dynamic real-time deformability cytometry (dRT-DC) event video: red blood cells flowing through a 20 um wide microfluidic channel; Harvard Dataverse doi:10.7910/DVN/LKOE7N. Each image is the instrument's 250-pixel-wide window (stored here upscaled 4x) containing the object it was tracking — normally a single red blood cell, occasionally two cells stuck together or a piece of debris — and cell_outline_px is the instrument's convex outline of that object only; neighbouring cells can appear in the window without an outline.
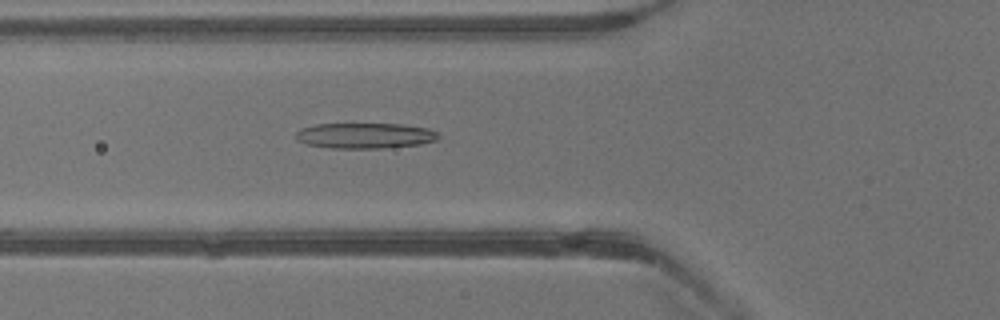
{"species": "common noctule bat (a hibernating species)", "species_latin": "Nyctalus noctula", "temperature_condition": "warm", "stored_images_in_passage": 40, "camera_frame_rate_fps": 3000, "um_per_image_px": 0.085, "animal": {"sex": "male", "body_mass_g": 13.3}, "frame": {"image": 1, "passage_image": 15, "time_ms": 4.667, "image_size_px": [1000, 320], "cell_outline_px": [[440, 136], [436, 140], [420, 144], [384, 148], [328, 148], [304, 144], [296, 140], [296, 132], [300, 128], [316, 124], [400, 124], [428, 128], [436, 132]], "centroid_in_image_um": [30.97, 11.53], "position_along_channel_um": 94.8, "area_um2": 21.33}}
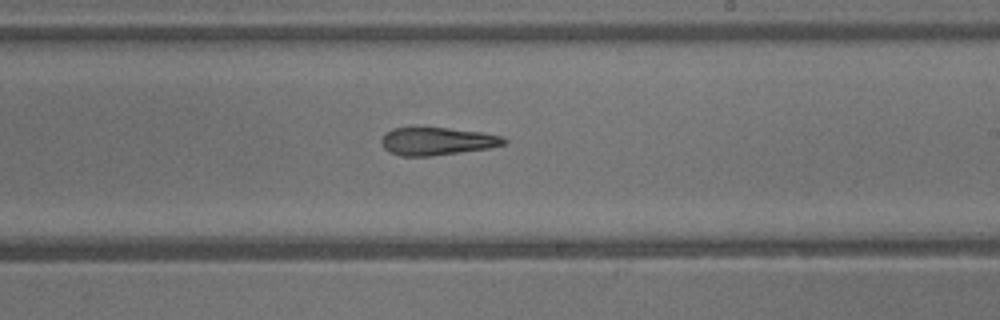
{"frame": {"image": 2, "passage_image": 24, "time_ms": 7.667, "image_size_px": [1000, 320], "cell_outline_px": [[508, 140], [504, 144], [488, 148], [432, 156], [400, 156], [388, 152], [384, 148], [380, 140], [392, 128], [412, 124], [416, 124], [480, 132], [504, 136]], "centroid_in_image_um": [37.08, 11.96], "position_along_channel_um": 251.9, "area_um2": 20.58}}
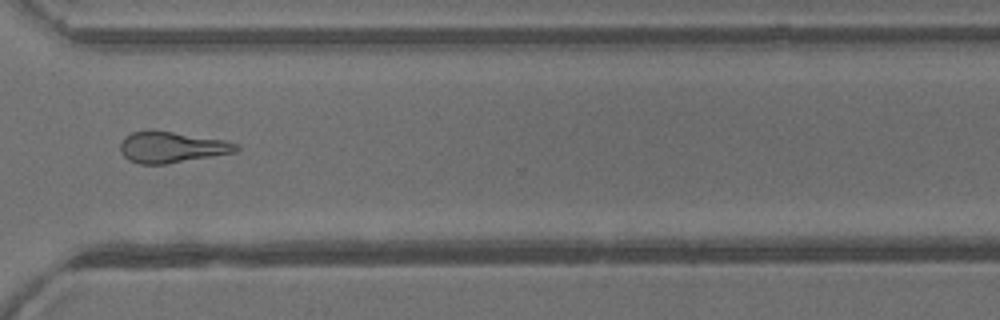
{"frame": {"image": 3, "passage_image": 30, "time_ms": 9.667, "image_size_px": [1000, 320], "cell_outline_px": [[240, 148], [236, 152], [164, 164], [140, 164], [128, 160], [120, 152], [120, 144], [124, 136], [132, 132], [172, 132], [224, 140], [236, 144]], "centroid_in_image_um": [14.57, 12.53], "position_along_channel_um": 356.0, "area_um2": 20.46}}